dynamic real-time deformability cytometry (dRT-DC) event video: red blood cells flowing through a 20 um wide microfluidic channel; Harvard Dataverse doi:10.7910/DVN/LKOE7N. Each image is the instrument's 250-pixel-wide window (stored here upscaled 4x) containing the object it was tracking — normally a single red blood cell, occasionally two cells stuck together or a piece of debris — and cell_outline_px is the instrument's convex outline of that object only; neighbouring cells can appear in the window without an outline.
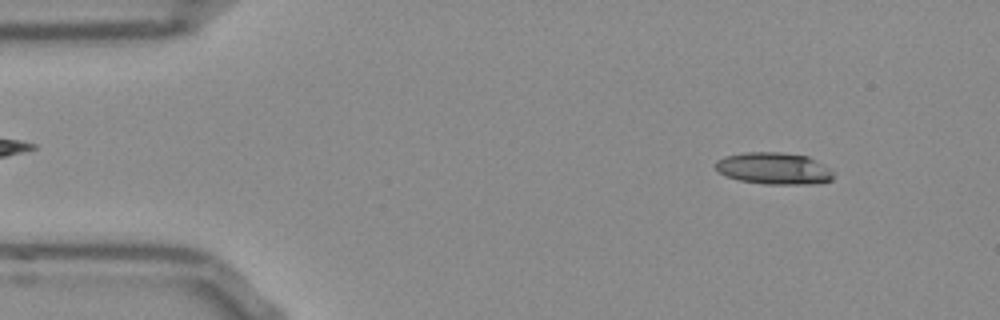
{"species": "Egyptian fruit bat (a non-hibernating species)", "species_latin": "Rousettus aegyptiacus", "temperature_condition": "room temperature", "stored_images_in_passage": 52, "camera_frame_rate_fps": 3000, "um_per_image_px": 0.085, "frame": {"image": 1, "passage_image": 5, "time_ms": 1.333, "image_size_px": [1000, 320], "cell_outline_px": [[832, 180], [820, 184], [764, 184], [740, 180], [724, 176], [716, 168], [716, 160], [724, 156], [744, 152], [780, 152], [808, 156], [816, 160], [828, 168], [832, 172]], "centroid_in_image_um": [65.77, 14.32], "position_along_channel_um": 19.2, "area_um2": 21.96}}
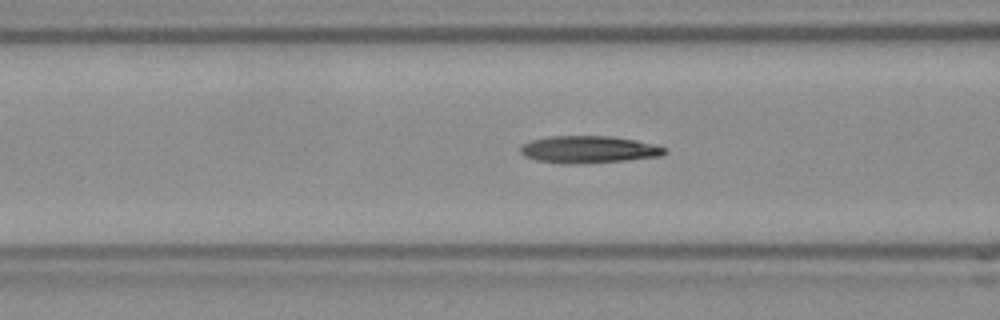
{"frame": {"image": 2, "passage_image": 19, "time_ms": 6.0, "image_size_px": [1000, 320], "cell_outline_px": [[668, 152], [660, 156], [628, 160], [564, 164], [560, 164], [536, 160], [524, 156], [520, 152], [520, 148], [524, 144], [532, 140], [548, 136], [612, 136], [636, 140], [656, 144], [664, 148]], "centroid_in_image_um": [50.04, 12.7], "position_along_channel_um": 116.6, "area_um2": 22.83}}
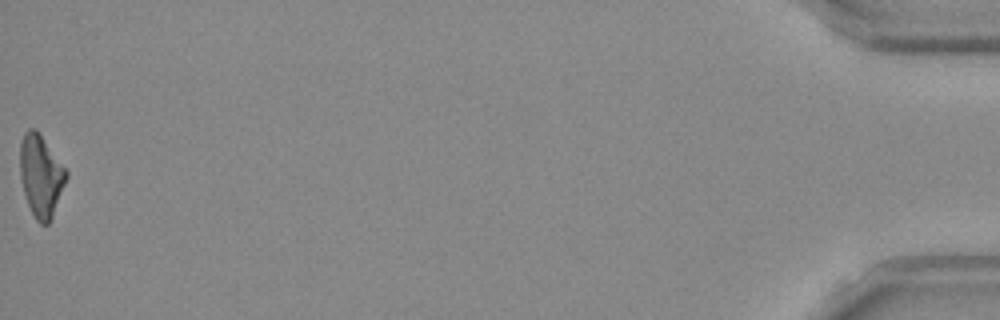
{"frame": {"image": 3, "passage_image": 52, "time_ms": 17.0, "image_size_px": [1000, 320], "cell_outline_px": [[68, 176], [52, 216], [48, 224], [40, 224], [36, 220], [28, 204], [20, 180], [20, 140], [24, 132], [28, 128], [36, 128], [68, 172]], "centroid_in_image_um": [3.46, 14.9], "position_along_channel_um": 431.7, "area_um2": 21.96}, "authors_computed_cell_mechanics": {"area_um2": 22.0796, "velocity_mm_per_s": 3.8268, "shape_relaxation_time_tau1_ms": null, "shape_relaxation_time_tau2_ms": 4.2255, "deformation_change_tau1": null, "deformation_change_tau2": 0.1669}}